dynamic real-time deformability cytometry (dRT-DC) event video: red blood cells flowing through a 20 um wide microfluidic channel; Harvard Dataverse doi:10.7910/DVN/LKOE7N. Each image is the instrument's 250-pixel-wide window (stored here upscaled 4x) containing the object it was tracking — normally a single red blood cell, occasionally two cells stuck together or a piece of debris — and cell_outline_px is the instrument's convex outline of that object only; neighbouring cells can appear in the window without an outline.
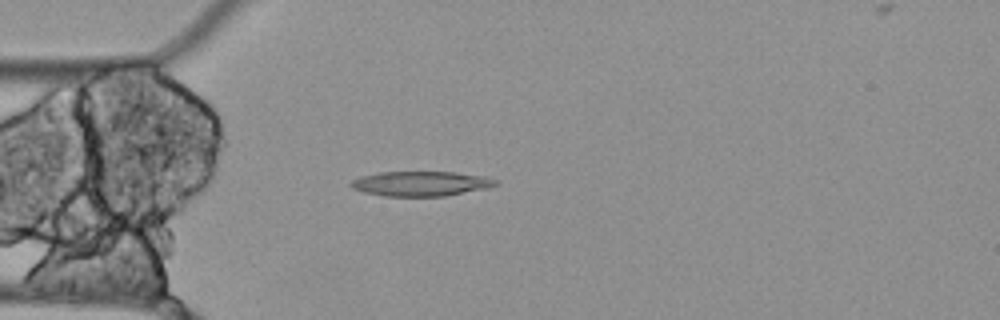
{"species": "Egyptian fruit bat (a non-hibernating species)", "species_latin": "Rousettus aegyptiacus", "temperature_condition": "cold", "stored_images_in_passage": 56, "camera_frame_rate_fps": 3000, "um_per_image_px": 0.085, "animal": {"sex": "female"}, "frame": {"image": 1, "passage_image": 15, "time_ms": 4.667, "image_size_px": [1000, 320], "cell_outline_px": [[500, 184], [488, 188], [444, 196], [384, 196], [364, 192], [352, 188], [348, 184], [352, 180], [360, 176], [380, 172], [456, 172], [488, 176], [500, 180]], "centroid_in_image_um": [35.83, 15.6], "position_along_channel_um": 49.2, "area_um2": 21.21}}
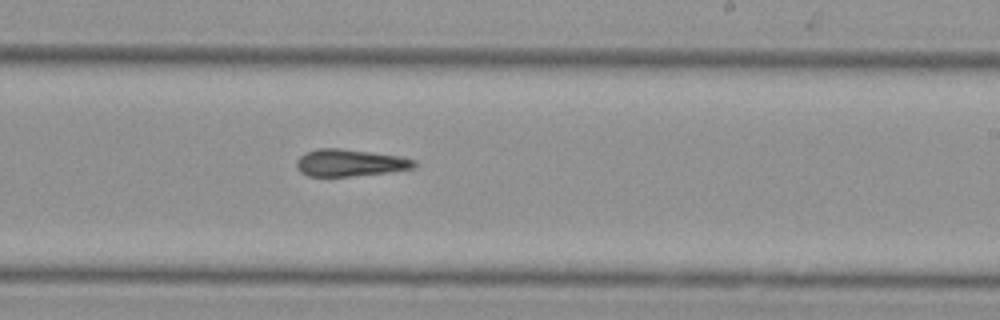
{"frame": {"image": 2, "passage_image": 33, "time_ms": 10.667, "image_size_px": [1000, 320], "cell_outline_px": [[420, 164], [416, 168], [388, 172], [348, 176], [308, 176], [300, 172], [296, 168], [296, 160], [304, 152], [316, 148], [340, 148], [400, 156], [416, 160]], "centroid_in_image_um": [29.75, 13.83], "position_along_channel_um": 259.3, "area_um2": 18.79}}
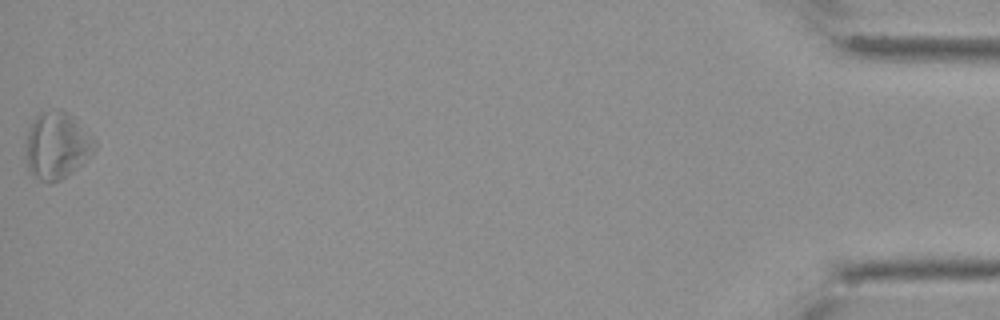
{"frame": {"image": 3, "passage_image": 56, "time_ms": 18.333, "image_size_px": [1000, 320], "cell_outline_px": [[96, 148], [72, 172], [60, 180], [52, 184], [48, 184], [40, 180], [28, 168], [28, 132], [36, 116], [40, 112], [56, 108], [60, 108], [68, 112], [96, 140]], "centroid_in_image_um": [4.87, 12.35], "position_along_channel_um": 430.3, "area_um2": 26.3}, "authors_computed_cell_mechanics": {"area_um2": 20.3167, "velocity_mm_per_s": 3.4793, "shape_relaxation_time_tau1_ms": null, "shape_relaxation_time_tau2_ms": 8.6959, "deformation_change_tau1": null, "deformation_change_tau2": 0.2393}}